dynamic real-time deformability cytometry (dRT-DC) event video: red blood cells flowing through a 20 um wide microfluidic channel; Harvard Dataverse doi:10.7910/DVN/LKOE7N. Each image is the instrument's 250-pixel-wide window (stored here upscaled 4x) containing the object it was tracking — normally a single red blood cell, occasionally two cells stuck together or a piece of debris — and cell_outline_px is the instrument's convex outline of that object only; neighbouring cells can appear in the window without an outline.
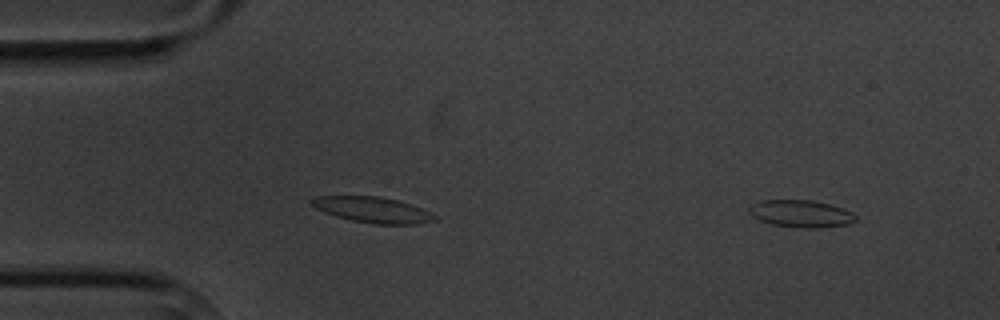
{"species": "common noctule bat (a hibernating species)", "species_latin": "Nyctalus noctula", "temperature_condition": "cold", "stored_images_in_passage": 4, "camera_frame_rate_fps": 3000, "um_per_image_px": 0.085, "animal": {"sex": "male", "body_mass_g": 20.1, "forearm_length_mm": 53.5}, "frame": {"image": 1, "passage_image": 4, "time_ms": 3.333, "image_size_px": [1000, 320], "cell_outline_px": [[856, 220], [852, 224], [816, 228], [796, 228], [772, 224], [760, 220], [752, 216], [748, 212], [748, 208], [752, 204], [760, 200], [812, 200], [832, 204], [844, 208], [852, 212], [856, 216]], "centroid_in_image_um": [68.1, 18.16], "position_along_channel_um": 16.9, "area_um2": 17.22}}